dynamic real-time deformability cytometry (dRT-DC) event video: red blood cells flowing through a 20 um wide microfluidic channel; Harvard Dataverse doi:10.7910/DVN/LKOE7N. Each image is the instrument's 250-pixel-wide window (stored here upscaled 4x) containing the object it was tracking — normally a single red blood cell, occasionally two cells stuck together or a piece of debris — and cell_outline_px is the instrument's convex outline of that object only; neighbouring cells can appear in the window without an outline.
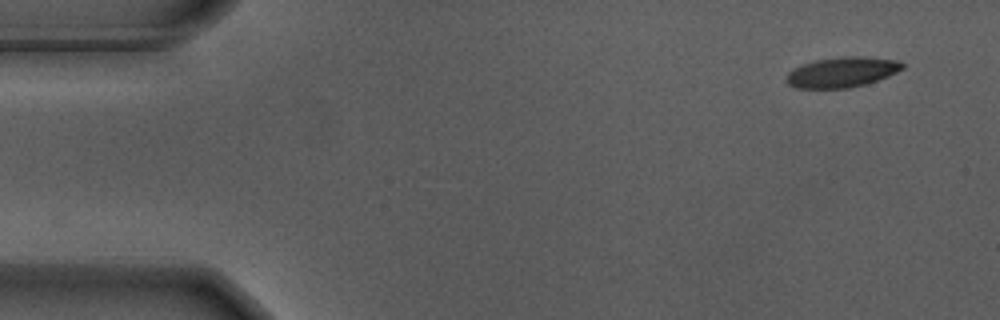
{"species": "Egyptian fruit bat (a non-hibernating species)", "species_latin": "Rousettus aegyptiacus", "temperature_condition": "warm", "stored_images_in_passage": 53, "camera_frame_rate_fps": 3000, "um_per_image_px": 0.085, "animal": {"sex": "male"}, "frame": {"image": 1, "passage_image": 1, "time_ms": 0.0, "image_size_px": [1000, 320], "cell_outline_px": [[904, 68], [888, 76], [864, 84], [848, 88], [796, 88], [788, 84], [788, 72], [792, 68], [816, 60], [844, 56], [860, 56], [896, 60], [904, 64]], "centroid_in_image_um": [71.57, 6.13], "position_along_channel_um": 13.4, "area_um2": 20.17}}
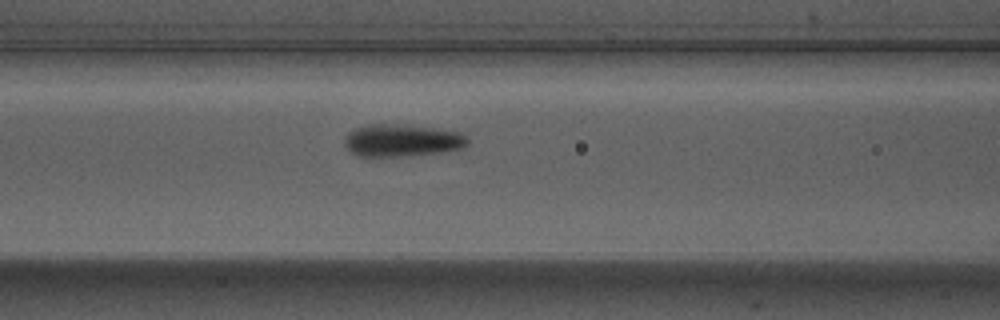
{"frame": {"image": 2, "passage_image": 20, "time_ms": 6.333, "image_size_px": [1000, 320], "cell_outline_px": [[468, 144], [460, 148], [440, 152], [396, 156], [360, 156], [352, 152], [344, 144], [344, 140], [348, 132], [356, 128], [372, 124], [388, 124], [432, 128], [460, 132], [468, 140]], "centroid_in_image_um": [34.13, 11.93], "position_along_channel_um": 132.5, "area_um2": 22.54}}
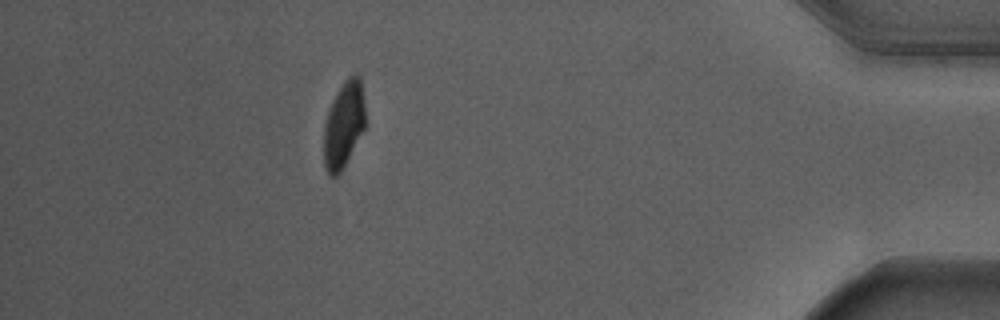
{"frame": {"image": 3, "passage_image": 47, "time_ms": 15.333, "image_size_px": [1000, 320], "cell_outline_px": [[364, 128], [340, 172], [336, 176], [328, 176], [324, 168], [324, 128], [328, 112], [332, 100], [336, 92], [348, 76], [356, 72], [360, 76], [364, 104]], "centroid_in_image_um": [29.2, 10.57], "position_along_channel_um": 406.0, "area_um2": 20.58}, "authors_computed_cell_mechanics": {"area_um2": 22.0218, "velocity_mm_per_s": 3.6554, "shape_relaxation_time_tau1_ms": 3.0859, "shape_relaxation_time_tau2_ms": null, "deformation_change_tau1": 0.156, "deformation_change_tau2": null}}